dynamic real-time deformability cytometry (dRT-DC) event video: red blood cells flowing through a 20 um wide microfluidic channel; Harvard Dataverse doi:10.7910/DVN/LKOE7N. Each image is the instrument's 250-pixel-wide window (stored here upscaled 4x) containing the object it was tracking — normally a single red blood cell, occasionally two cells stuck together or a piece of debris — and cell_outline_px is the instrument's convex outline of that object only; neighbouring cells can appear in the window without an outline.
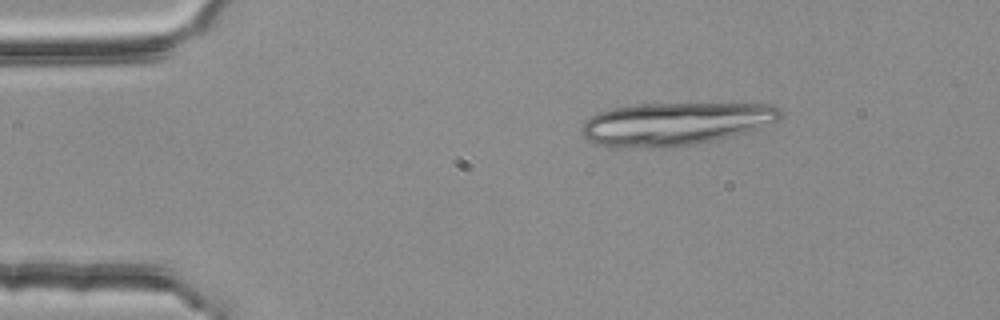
{"species": "common noctule bat (a hibernating species)", "species_latin": "Nyctalus noctula", "temperature_condition": "room temperature", "stored_images_in_passage": 4, "camera_frame_rate_fps": 3000, "um_per_image_px": 0.085, "animal": {"sex": "female", "body_mass_g": 25.1}, "frame": {"image": 1, "passage_image": 4, "time_ms": 1.0, "image_size_px": [1000, 320], "cell_outline_px": [[784, 116], [780, 120], [732, 136], [692, 144], [668, 148], [612, 148], [592, 144], [580, 132], [580, 128], [584, 120], [600, 112], [612, 108], [632, 104], [772, 104], [780, 108], [784, 112]], "centroid_in_image_um": [57.33, 10.53], "position_along_channel_um": 27.7, "area_um2": 50.17}}